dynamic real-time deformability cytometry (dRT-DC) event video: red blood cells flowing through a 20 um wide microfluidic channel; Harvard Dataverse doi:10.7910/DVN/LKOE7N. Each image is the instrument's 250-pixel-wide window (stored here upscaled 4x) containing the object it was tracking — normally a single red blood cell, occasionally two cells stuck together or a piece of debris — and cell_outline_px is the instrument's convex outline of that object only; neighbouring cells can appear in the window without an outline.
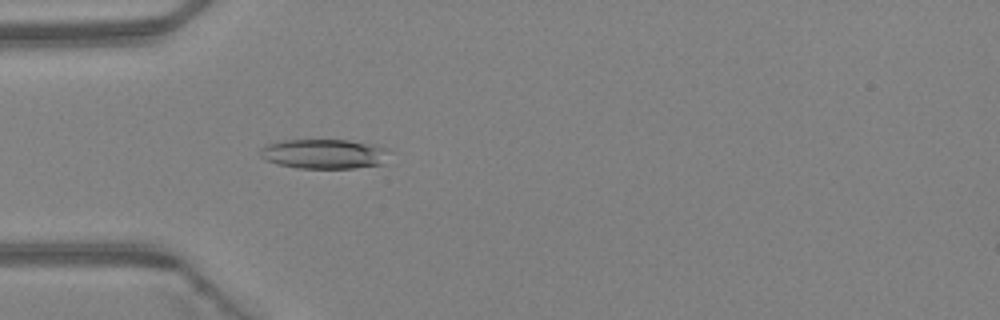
{"species": "Egyptian fruit bat (a non-hibernating species)", "species_latin": "Rousettus aegyptiacus", "temperature_condition": "warm", "stored_images_in_passage": 1, "camera_frame_rate_fps": 3000, "um_per_image_px": 0.085, "animal": {"sex": "female"}, "frame": {"image": 1, "passage_image": 1, "time_ms": 0.0, "image_size_px": [1000, 320], "cell_outline_px": [[392, 152], [384, 164], [356, 168], [296, 168], [276, 164], [260, 156], [260, 148], [264, 144], [284, 140], [348, 140], [376, 144], [388, 148]], "centroid_in_image_um": [27.61, 13.08], "position_along_channel_um": 57.4, "area_um2": 22.83}}